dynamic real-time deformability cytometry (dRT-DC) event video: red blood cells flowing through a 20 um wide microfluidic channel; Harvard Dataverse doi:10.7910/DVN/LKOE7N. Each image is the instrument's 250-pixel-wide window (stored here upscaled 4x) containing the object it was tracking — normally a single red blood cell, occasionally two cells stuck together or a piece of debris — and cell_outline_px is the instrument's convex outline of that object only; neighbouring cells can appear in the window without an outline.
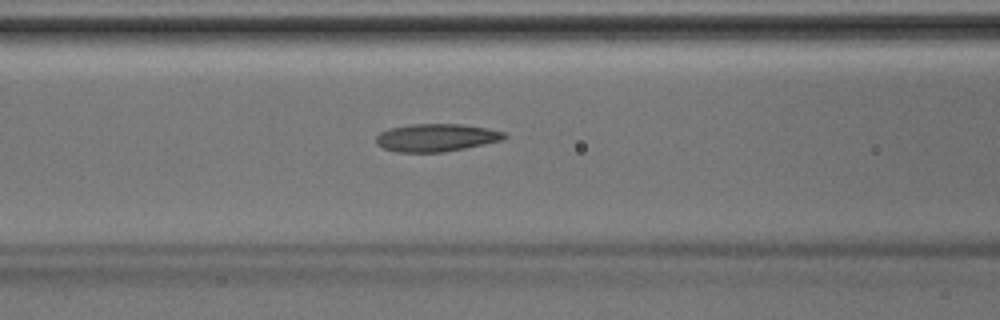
{"species": "Egyptian fruit bat (a non-hibernating species)", "species_latin": "Rousettus aegyptiacus", "temperature_condition": "room temperature", "stored_images_in_passage": 43, "camera_frame_rate_fps": 3000, "um_per_image_px": 0.085, "animal": {"sex": "male"}, "frame": {"image": 1, "passage_image": 18, "time_ms": 5.667, "image_size_px": [1000, 320], "cell_outline_px": [[508, 136], [504, 140], [444, 152], [396, 152], [384, 148], [376, 144], [376, 136], [380, 132], [388, 128], [412, 124], [460, 124], [488, 128], [508, 132]], "centroid_in_image_um": [37.11, 11.69], "position_along_channel_um": 129.5, "area_um2": 20.92}}
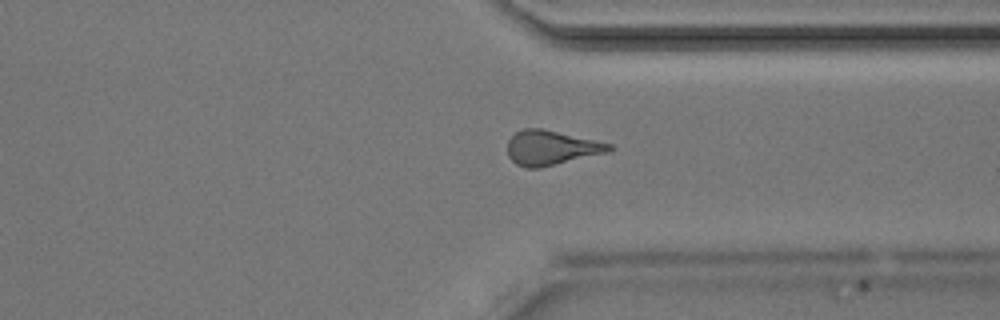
{"frame": {"image": 2, "passage_image": 33, "time_ms": 10.667, "image_size_px": [1000, 320], "cell_outline_px": [[616, 148], [608, 152], [540, 168], [528, 168], [516, 164], [508, 156], [508, 140], [516, 132], [524, 128], [540, 128], [596, 140], [612, 144]], "centroid_in_image_um": [46.87, 12.56], "position_along_channel_um": 364.5, "area_um2": 20.46}}
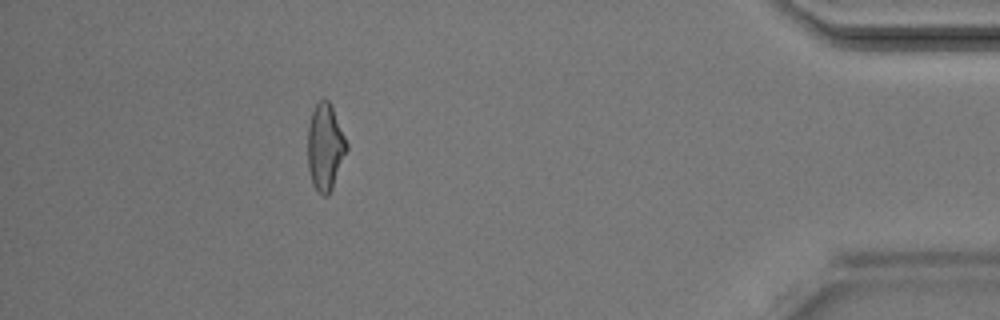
{"frame": {"image": 3, "passage_image": 39, "time_ms": 12.667, "image_size_px": [1000, 320], "cell_outline_px": [[348, 148], [332, 188], [328, 196], [324, 196], [316, 192], [312, 184], [308, 168], [308, 124], [312, 112], [316, 104], [320, 100], [328, 100], [332, 108], [348, 144]], "centroid_in_image_um": [27.62, 12.55], "position_along_channel_um": 407.6, "area_um2": 19.54}}